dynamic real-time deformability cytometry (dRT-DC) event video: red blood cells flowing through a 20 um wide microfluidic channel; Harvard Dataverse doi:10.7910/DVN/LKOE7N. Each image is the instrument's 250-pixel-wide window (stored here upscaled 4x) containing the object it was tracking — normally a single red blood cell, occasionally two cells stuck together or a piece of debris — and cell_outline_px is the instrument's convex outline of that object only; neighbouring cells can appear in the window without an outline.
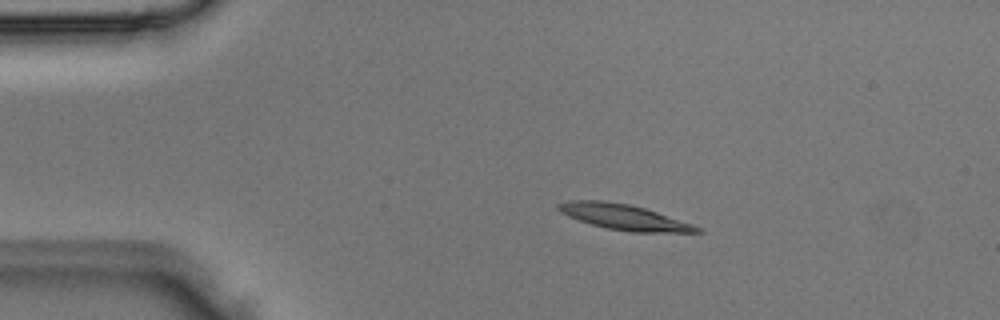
{"species": "Egyptian fruit bat (a non-hibernating species)", "species_latin": "Rousettus aegyptiacus", "temperature_condition": "room temperature", "stored_images_in_passage": 2, "camera_frame_rate_fps": 3000, "um_per_image_px": 0.085, "animal": {"sex": "male"}, "frame": {"image": 1, "passage_image": 1, "time_ms": 0.0, "image_size_px": [1000, 320], "cell_outline_px": [[704, 232], [632, 232], [608, 228], [592, 224], [568, 216], [560, 212], [556, 208], [556, 204], [568, 200], [604, 200], [628, 204], [644, 208], [692, 224], [700, 228]], "centroid_in_image_um": [52.98, 18.43], "position_along_channel_um": 32.0, "area_um2": 20.29}}